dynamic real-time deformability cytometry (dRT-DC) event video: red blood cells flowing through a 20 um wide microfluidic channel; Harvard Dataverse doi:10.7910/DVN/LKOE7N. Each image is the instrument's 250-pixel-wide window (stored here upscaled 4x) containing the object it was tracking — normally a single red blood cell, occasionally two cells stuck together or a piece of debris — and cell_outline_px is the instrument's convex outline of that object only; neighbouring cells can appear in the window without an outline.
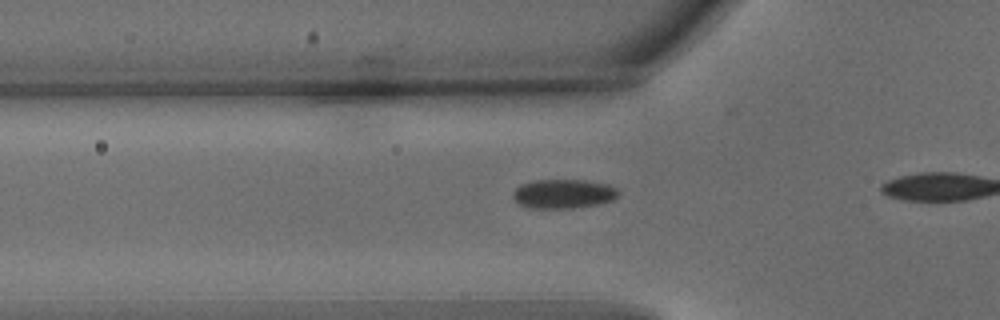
{"species": "common noctule bat (a hibernating species)", "species_latin": "Nyctalus noctula", "temperature_condition": "warm", "stored_images_in_passage": 18, "camera_frame_rate_fps": 3000, "um_per_image_px": 0.085, "animal": {"sex": "male", "body_mass_g": 15.6}, "frame": {"image": 1, "passage_image": 6, "time_ms": 1.667, "image_size_px": [1000, 320], "cell_outline_px": [[620, 192], [612, 200], [596, 204], [572, 208], [532, 208], [520, 204], [512, 196], [512, 192], [520, 184], [532, 180], [584, 180], [608, 184], [616, 188]], "centroid_in_image_um": [47.87, 16.46], "position_along_channel_um": 77.9, "area_um2": 17.86}}
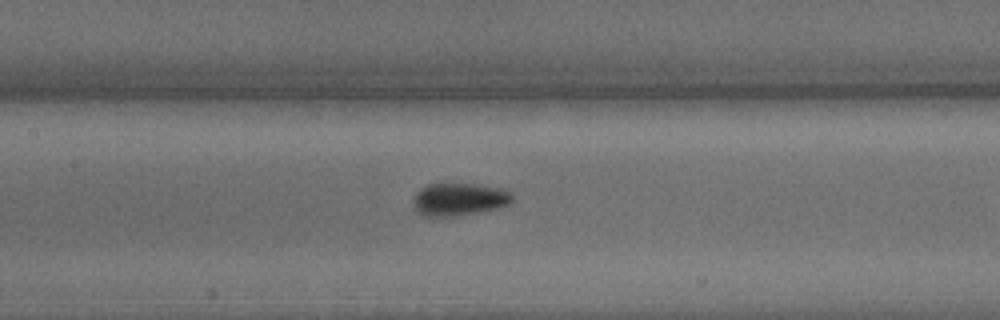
{"frame": {"image": 2, "passage_image": 13, "time_ms": 4.0, "image_size_px": [1000, 320], "cell_outline_px": [[512, 200], [508, 204], [500, 208], [480, 212], [456, 216], [424, 216], [412, 204], [412, 200], [416, 192], [420, 188], [428, 184], [444, 180], [472, 184], [496, 188], [512, 192]], "centroid_in_image_um": [38.97, 16.9], "position_along_channel_um": 168.4, "area_um2": 19.36}}
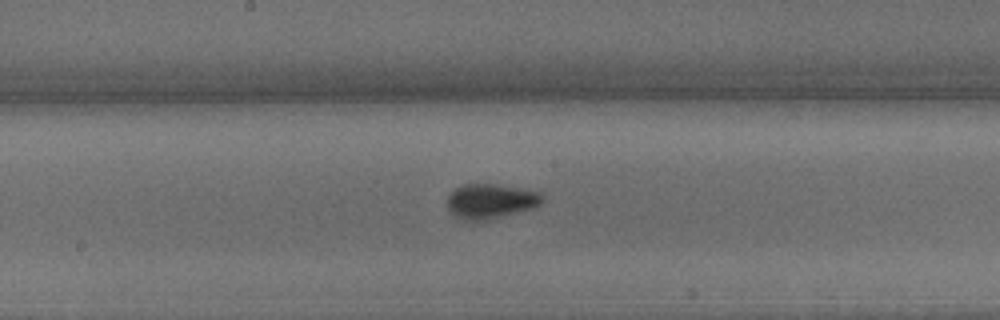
{"frame": {"image": 3, "passage_image": 16, "time_ms": 5.0, "image_size_px": [1000, 320], "cell_outline_px": [[544, 200], [536, 208], [484, 220], [464, 220], [448, 212], [448, 196], [456, 188], [464, 184], [496, 184], [536, 192], [544, 196]], "centroid_in_image_um": [41.7, 17.11], "position_along_channel_um": 206.5, "area_um2": 19.02}}